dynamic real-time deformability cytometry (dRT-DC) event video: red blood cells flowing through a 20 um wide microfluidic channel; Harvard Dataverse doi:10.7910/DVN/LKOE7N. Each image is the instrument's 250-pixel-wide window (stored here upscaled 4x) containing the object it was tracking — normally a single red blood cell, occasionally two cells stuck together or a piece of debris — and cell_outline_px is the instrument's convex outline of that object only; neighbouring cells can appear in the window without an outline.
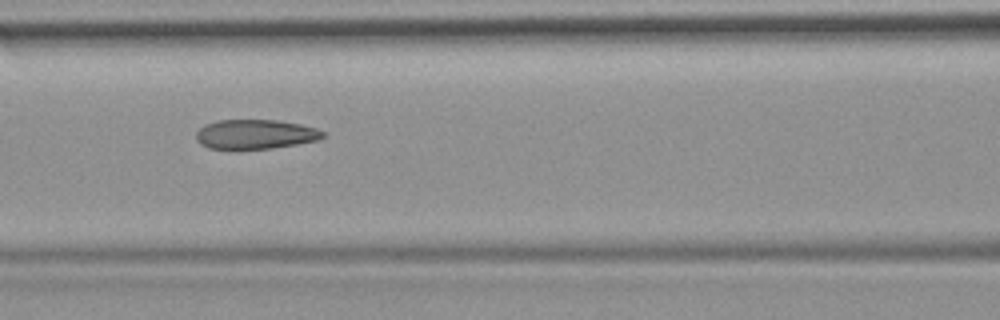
{"species": "common noctule bat (a hibernating species)", "species_latin": "Nyctalus noctula", "temperature_condition": "room temperature", "stored_images_in_passage": 53, "camera_frame_rate_fps": 3000, "um_per_image_px": 0.085, "animal": {"sex": "female", "body_mass_g": 19.9}, "frame": {"image": 1, "passage_image": 23, "time_ms": 7.333, "image_size_px": [1000, 320], "cell_outline_px": [[328, 136], [320, 140], [272, 148], [208, 148], [200, 144], [196, 140], [196, 132], [204, 124], [216, 120], [276, 120], [300, 124], [316, 128], [324, 132]], "centroid_in_image_um": [21.72, 11.4], "position_along_channel_um": 144.9, "area_um2": 21.79}, "authors_computed_cell_mechanics": {"area_um2": 22.831, "velocity_mm_per_s": 3.8059, "shape_relaxation_time_tau1_ms": null, "shape_relaxation_time_tau2_ms": 1.7576, "deformation_change_tau1": null, "deformation_change_tau2": 0.0942}}